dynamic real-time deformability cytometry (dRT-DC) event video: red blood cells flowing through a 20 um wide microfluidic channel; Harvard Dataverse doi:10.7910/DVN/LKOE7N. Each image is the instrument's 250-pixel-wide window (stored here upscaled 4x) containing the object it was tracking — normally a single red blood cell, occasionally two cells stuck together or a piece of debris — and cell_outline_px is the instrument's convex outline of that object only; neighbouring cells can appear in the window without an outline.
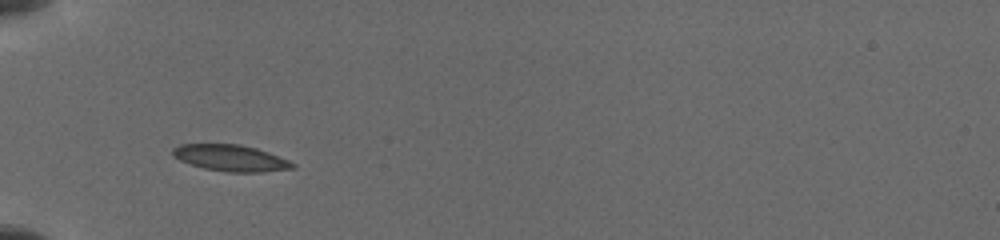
{"species": "common noctule bat (a hibernating species)", "species_latin": "Nyctalus noctula", "temperature_condition": "cold", "stored_images_in_passage": 2, "camera_frame_rate_fps": 3000, "um_per_image_px": 0.085, "animal": {"sex": "female", "body_mass_g": 19.5, "forearm_length_mm": 54.1}, "frame": {"image": 1, "passage_image": 1, "time_ms": 0.0, "image_size_px": [1000, 240], "cell_outline_px": [[296, 168], [264, 172], [228, 172], [204, 168], [180, 160], [172, 156], [172, 148], [180, 144], [240, 144], [256, 148], [268, 152], [288, 160], [296, 164]], "centroid_in_image_um": [19.62, 13.43], "position_along_channel_um": 65.4, "area_um2": 18.44}}
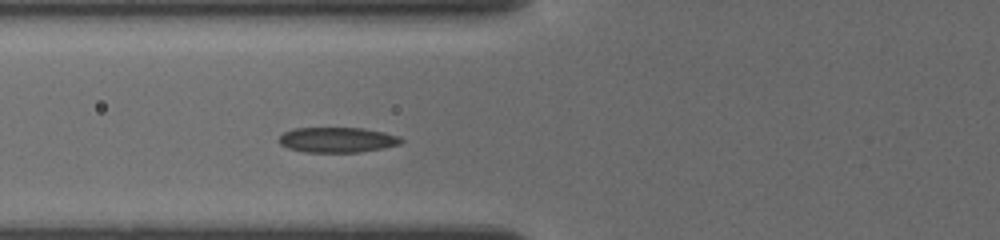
{"frame": {"image": 2, "passage_image": 2, "time_ms": 1.0, "image_size_px": [1000, 240], "cell_outline_px": [[404, 140], [400, 144], [384, 148], [360, 152], [304, 152], [288, 148], [280, 144], [276, 140], [284, 132], [292, 128], [364, 128], [384, 132], [400, 136]], "centroid_in_image_um": [28.67, 11.88], "position_along_channel_um": 97.1, "area_um2": 18.15}}